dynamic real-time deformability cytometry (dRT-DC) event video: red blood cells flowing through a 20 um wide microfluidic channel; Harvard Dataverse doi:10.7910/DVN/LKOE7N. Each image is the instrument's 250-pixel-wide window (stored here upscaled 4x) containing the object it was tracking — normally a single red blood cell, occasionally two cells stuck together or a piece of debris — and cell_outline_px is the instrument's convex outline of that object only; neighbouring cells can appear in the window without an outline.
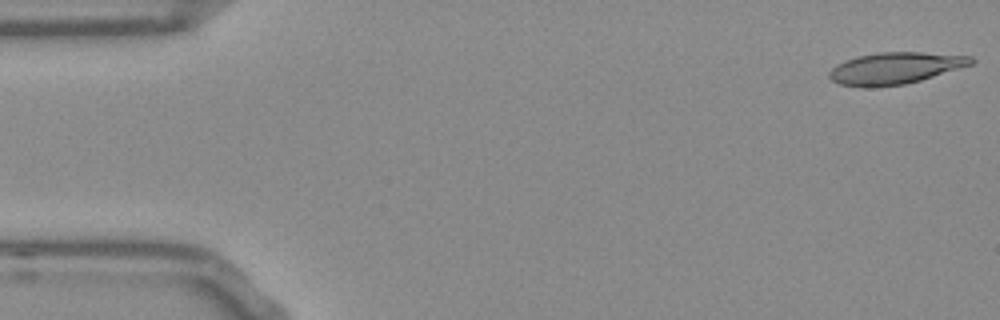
{"species": "Egyptian fruit bat (a non-hibernating species)", "species_latin": "Rousettus aegyptiacus", "temperature_condition": "room temperature", "stored_images_in_passage": 52, "camera_frame_rate_fps": 3000, "um_per_image_px": 0.085, "frame": {"image": 1, "passage_image": 1, "time_ms": 0.0, "image_size_px": [1000, 320], "cell_outline_px": [[976, 60], [972, 64], [920, 80], [904, 84], [840, 84], [832, 80], [828, 76], [828, 72], [836, 64], [844, 60], [856, 56], [880, 52], [920, 52], [972, 56]], "centroid_in_image_um": [76.12, 5.74], "position_along_channel_um": 8.9, "area_um2": 25.26}}
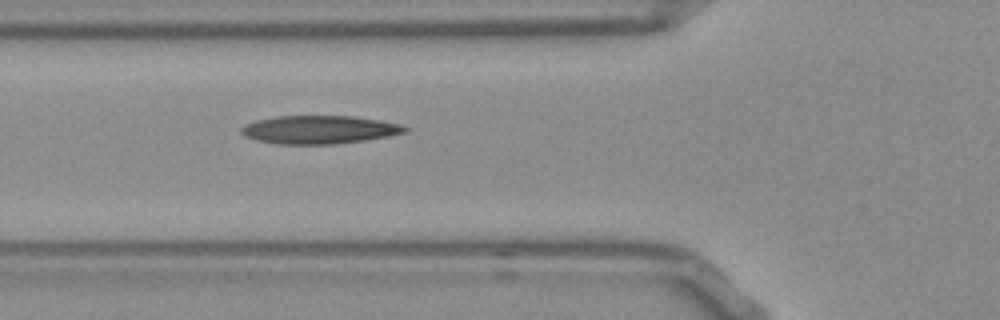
{"frame": {"image": 2, "passage_image": 18, "time_ms": 5.667, "image_size_px": [1000, 320], "cell_outline_px": [[408, 132], [388, 136], [364, 140], [332, 144], [276, 144], [256, 140], [244, 136], [240, 132], [240, 128], [244, 124], [256, 120], [276, 116], [352, 116], [380, 120], [400, 124], [408, 128]], "centroid_in_image_um": [27.1, 11.02], "position_along_channel_um": 98.7, "area_um2": 26.99}}
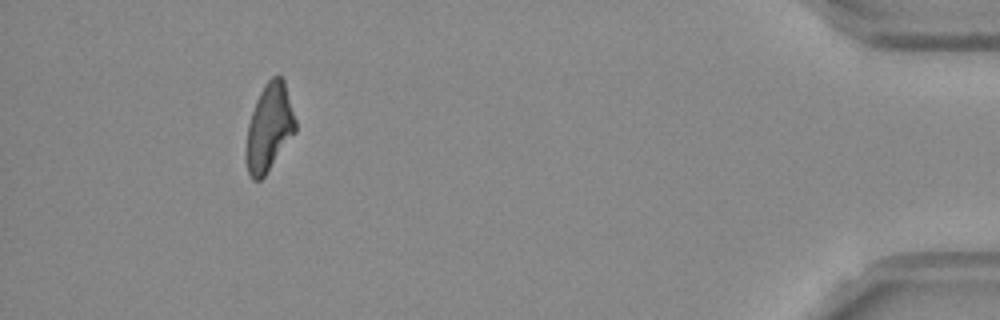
{"frame": {"image": 3, "passage_image": 48, "time_ms": 15.667, "image_size_px": [1000, 320], "cell_outline_px": [[296, 132], [264, 176], [260, 180], [252, 180], [248, 172], [244, 156], [244, 152], [248, 124], [256, 100], [264, 84], [272, 76], [280, 76], [284, 80], [296, 120]], "centroid_in_image_um": [22.86, 10.86], "position_along_channel_um": 412.3, "area_um2": 25.26}, "authors_computed_cell_mechanics": {"area_um2": 25.9522, "velocity_mm_per_s": 3.8089, "shape_relaxation_time_tau1_ms": null, "shape_relaxation_time_tau2_ms": 8.4363, "deformation_change_tau1": null, "deformation_change_tau2": 0.2305}}